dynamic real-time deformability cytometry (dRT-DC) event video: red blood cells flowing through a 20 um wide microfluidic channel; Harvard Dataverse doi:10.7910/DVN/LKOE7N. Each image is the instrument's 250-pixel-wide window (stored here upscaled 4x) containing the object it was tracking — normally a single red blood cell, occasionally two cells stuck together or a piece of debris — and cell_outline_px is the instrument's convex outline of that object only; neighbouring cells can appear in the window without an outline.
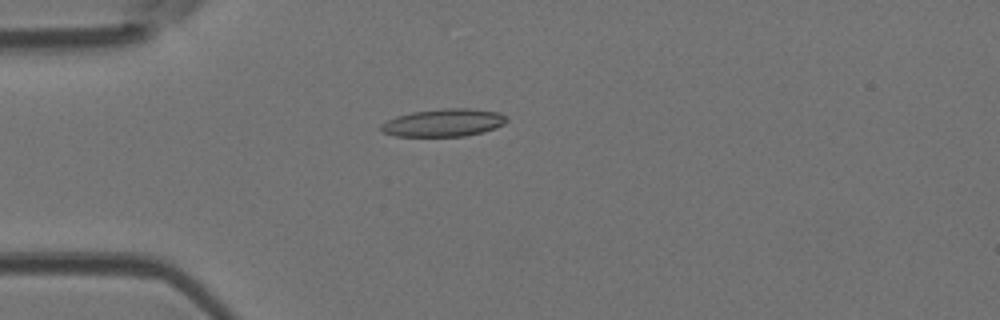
{"species": "Egyptian fruit bat (a non-hibernating species)", "species_latin": "Rousettus aegyptiacus", "temperature_condition": "room temperature", "stored_images_in_passage": 4, "camera_frame_rate_fps": 3000, "um_per_image_px": 0.085, "animal": {"sex": "female"}, "frame": {"image": 1, "passage_image": 4, "time_ms": 1.0, "image_size_px": [1000, 320], "cell_outline_px": [[508, 120], [504, 124], [496, 128], [484, 132], [464, 136], [396, 136], [384, 132], [380, 128], [380, 124], [396, 116], [412, 112], [444, 108], [468, 108], [500, 112], [508, 116]], "centroid_in_image_um": [37.76, 10.42], "position_along_channel_um": 47.2, "area_um2": 20.4}}